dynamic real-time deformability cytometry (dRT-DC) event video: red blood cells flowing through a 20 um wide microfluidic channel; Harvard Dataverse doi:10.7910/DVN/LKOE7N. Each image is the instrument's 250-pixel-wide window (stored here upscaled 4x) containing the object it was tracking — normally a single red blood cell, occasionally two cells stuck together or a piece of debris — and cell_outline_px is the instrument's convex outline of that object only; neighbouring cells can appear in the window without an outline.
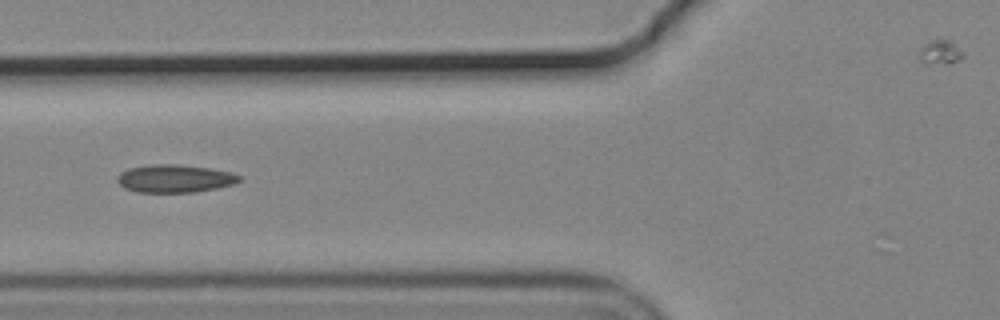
{"species": "common noctule bat (a hibernating species)", "species_latin": "Nyctalus noctula", "temperature_condition": "cold", "stored_images_in_passage": 12, "camera_frame_rate_fps": 3000, "um_per_image_px": 0.085, "animal": {"sex": "male", "body_mass_g": 19.2, "forearm_length_mm": 51.8}, "frame": {"image": 1, "passage_image": 6, "time_ms": 1.667, "image_size_px": [1000, 320], "cell_outline_px": [[240, 180], [236, 184], [196, 192], [136, 192], [124, 188], [116, 180], [116, 176], [120, 172], [128, 168], [152, 164], [176, 164], [208, 168], [232, 172], [240, 176]], "centroid_in_image_um": [14.83, 15.18], "position_along_channel_um": 111.0, "area_um2": 19.94}}
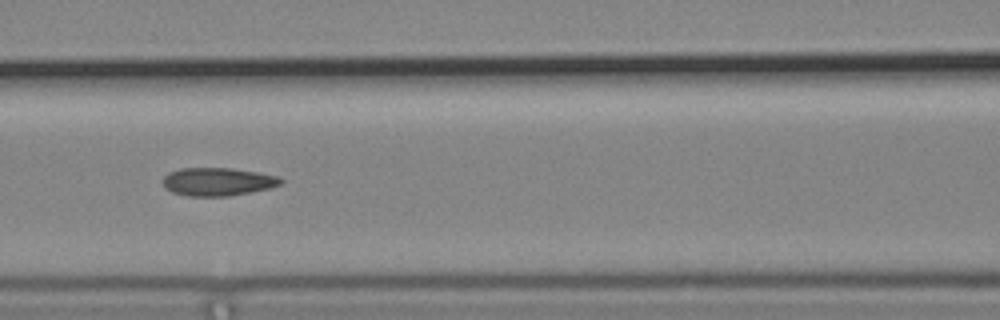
{"frame": {"image": 2, "passage_image": 9, "time_ms": 2.667, "image_size_px": [1000, 320], "cell_outline_px": [[284, 180], [280, 184], [268, 188], [228, 196], [188, 196], [172, 192], [164, 188], [164, 176], [168, 172], [180, 168], [232, 168], [260, 172], [280, 176]], "centroid_in_image_um": [18.51, 15.43], "position_along_channel_um": 148.1, "area_um2": 19.36}}